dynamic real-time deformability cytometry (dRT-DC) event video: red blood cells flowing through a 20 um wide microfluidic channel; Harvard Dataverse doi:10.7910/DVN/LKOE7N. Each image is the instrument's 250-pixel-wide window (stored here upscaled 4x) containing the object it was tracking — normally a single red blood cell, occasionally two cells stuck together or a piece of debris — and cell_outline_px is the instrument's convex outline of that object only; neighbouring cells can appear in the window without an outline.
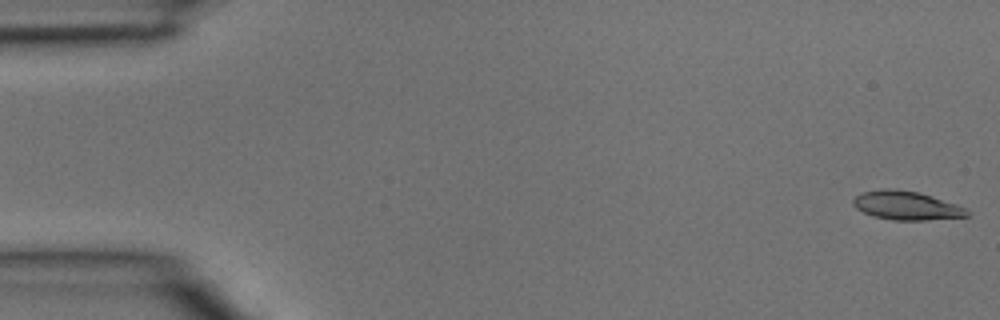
{"species": "common noctule bat (a hibernating species)", "species_latin": "Nyctalus noctula", "temperature_condition": "room temperature", "stored_images_in_passage": 4, "camera_frame_rate_fps": 3000, "um_per_image_px": 0.085, "animal": {"sex": "male", "body_mass_g": 15.6}, "frame": {"image": 1, "passage_image": 1, "time_ms": 0.0, "image_size_px": [1000, 320], "cell_outline_px": [[968, 216], [924, 220], [892, 220], [872, 216], [856, 208], [852, 204], [852, 200], [856, 196], [864, 192], [880, 188], [888, 188], [920, 192], [968, 208]], "centroid_in_image_um": [77.03, 17.46], "position_along_channel_um": 8.0, "area_um2": 19.07}}